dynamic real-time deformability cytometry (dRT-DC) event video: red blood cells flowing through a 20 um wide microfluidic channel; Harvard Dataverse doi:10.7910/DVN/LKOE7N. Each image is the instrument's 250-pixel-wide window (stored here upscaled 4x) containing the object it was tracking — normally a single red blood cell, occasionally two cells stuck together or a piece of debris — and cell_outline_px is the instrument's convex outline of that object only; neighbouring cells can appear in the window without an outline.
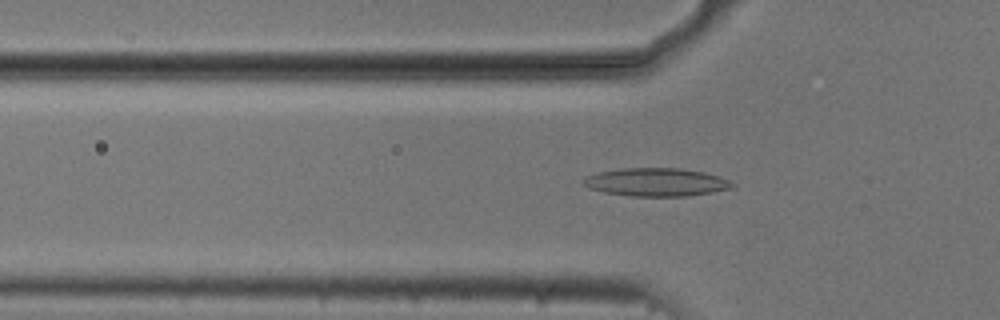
{"species": "common noctule bat (a hibernating species)", "species_latin": "Nyctalus noctula", "temperature_condition": "cold", "stored_images_in_passage": 53, "camera_frame_rate_fps": 3000, "um_per_image_px": 0.085, "animal": {"sex": "male", "body_mass_g": 20.5, "forearm_length_mm": 52.5}, "frame": {"image": 1, "passage_image": 17, "time_ms": 5.333, "image_size_px": [1000, 320], "cell_outline_px": [[736, 184], [732, 188], [712, 192], [688, 196], [632, 196], [604, 192], [588, 188], [580, 180], [588, 176], [600, 172], [620, 168], [680, 168], [704, 172], [728, 180]], "centroid_in_image_um": [55.77, 15.48], "position_along_channel_um": 70.0, "area_um2": 24.33}}
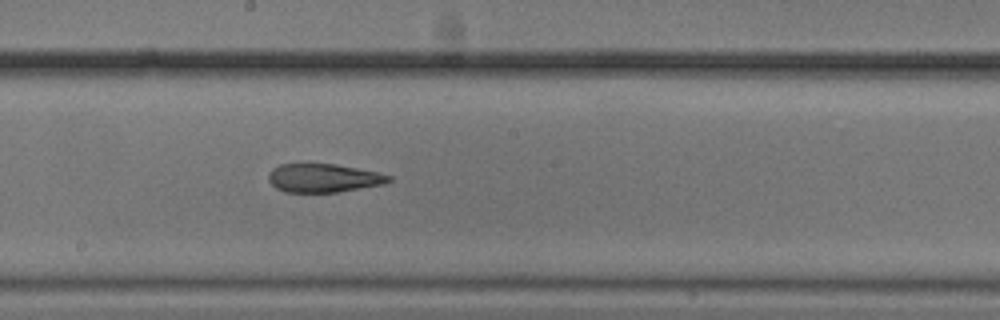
{"frame": {"image": 2, "passage_image": 29, "time_ms": 9.333, "image_size_px": [1000, 320], "cell_outline_px": [[392, 180], [384, 184], [336, 192], [284, 192], [276, 188], [268, 180], [268, 176], [272, 168], [280, 164], [336, 164], [376, 172], [392, 176]], "centroid_in_image_um": [27.48, 15.13], "position_along_channel_um": 220.7, "area_um2": 19.88}}
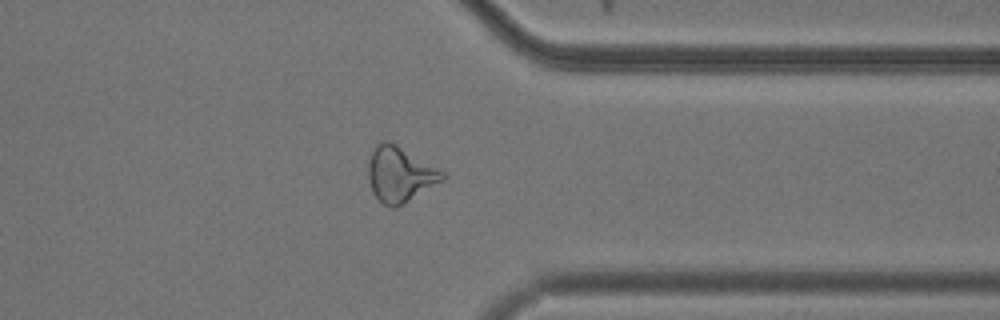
{"frame": {"image": 3, "passage_image": 42, "time_ms": 13.667, "image_size_px": [1000, 320], "cell_outline_px": [[444, 180], [396, 208], [392, 208], [384, 204], [372, 192], [368, 180], [368, 164], [372, 152], [376, 144], [384, 140], [388, 140], [396, 144], [444, 172]], "centroid_in_image_um": [33.97, 14.82], "position_along_channel_um": 377.4, "area_um2": 23.64}, "authors_computed_cell_mechanics": {"area_um2": 23.12, "velocity_mm_per_s": 3.7301, "shape_relaxation_time_tau1_ms": null, "shape_relaxation_time_tau2_ms": 3.4079, "deformation_change_tau1": null, "deformation_change_tau2": 0.1296}}